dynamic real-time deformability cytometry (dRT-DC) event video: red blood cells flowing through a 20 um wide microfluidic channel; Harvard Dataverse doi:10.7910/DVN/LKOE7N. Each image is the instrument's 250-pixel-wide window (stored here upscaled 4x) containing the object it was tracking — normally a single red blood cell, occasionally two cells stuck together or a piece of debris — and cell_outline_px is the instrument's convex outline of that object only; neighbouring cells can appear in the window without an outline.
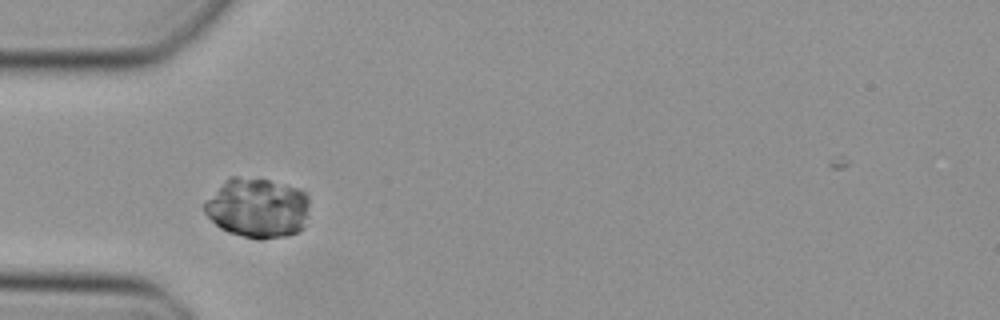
{"species": "Egyptian fruit bat (a non-hibernating species)", "species_latin": "Rousettus aegyptiacus", "temperature_condition": "cold", "stored_images_in_passage": 42, "camera_frame_rate_fps": 3000, "um_per_image_px": 0.085, "animal": {"sex": "female"}, "frame": {"image": 1, "passage_image": 7, "time_ms": 2.0, "image_size_px": [1000, 320], "cell_outline_px": [[308, 208], [304, 228], [296, 232], [284, 236], [260, 240], [256, 240], [228, 232], [220, 228], [204, 212], [204, 204], [224, 180], [228, 176], [236, 176], [268, 180], [300, 188], [308, 196]], "centroid_in_image_um": [21.89, 17.68], "position_along_channel_um": 63.1, "area_um2": 36.7}}
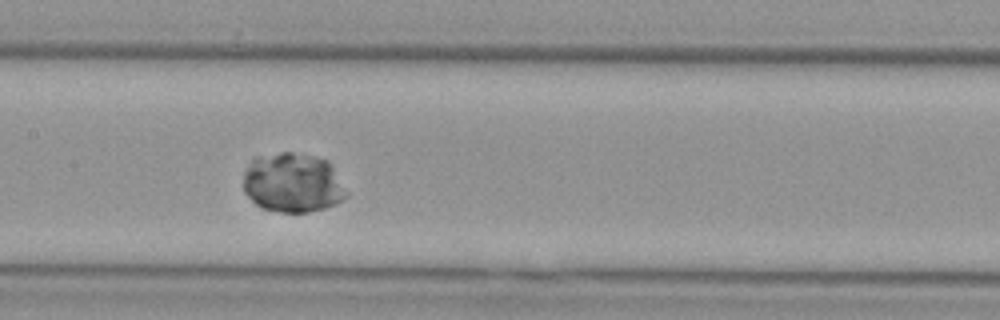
{"frame": {"image": 2, "passage_image": 16, "time_ms": 5.0, "image_size_px": [1000, 320], "cell_outline_px": [[348, 196], [336, 204], [324, 208], [308, 212], [280, 212], [260, 208], [244, 192], [244, 172], [252, 160], [256, 156], [280, 152], [292, 152], [312, 156], [328, 160], [332, 164], [348, 192]], "centroid_in_image_um": [24.9, 15.54], "position_along_channel_um": 182.5, "area_um2": 36.01}}
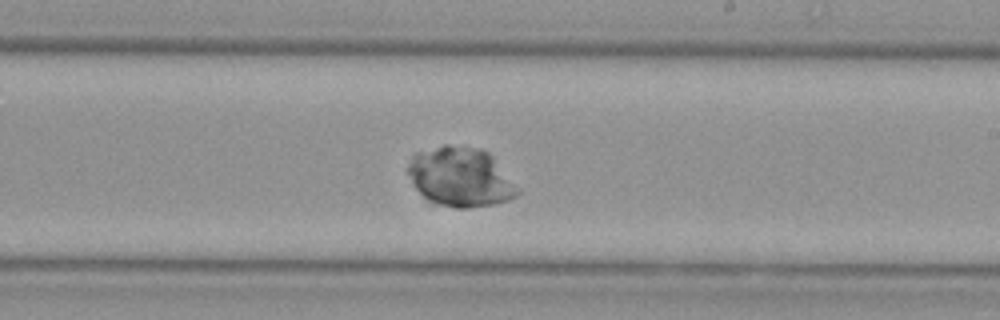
{"frame": {"image": 3, "passage_image": 21, "time_ms": 6.667, "image_size_px": [1000, 320], "cell_outline_px": [[520, 192], [516, 196], [508, 200], [492, 204], [468, 208], [456, 208], [436, 204], [428, 200], [412, 184], [404, 168], [412, 156], [416, 152], [444, 144], [448, 144], [480, 148], [488, 152], [492, 156], [520, 188]], "centroid_in_image_um": [39.11, 15.03], "position_along_channel_um": 249.9, "area_um2": 38.38}}